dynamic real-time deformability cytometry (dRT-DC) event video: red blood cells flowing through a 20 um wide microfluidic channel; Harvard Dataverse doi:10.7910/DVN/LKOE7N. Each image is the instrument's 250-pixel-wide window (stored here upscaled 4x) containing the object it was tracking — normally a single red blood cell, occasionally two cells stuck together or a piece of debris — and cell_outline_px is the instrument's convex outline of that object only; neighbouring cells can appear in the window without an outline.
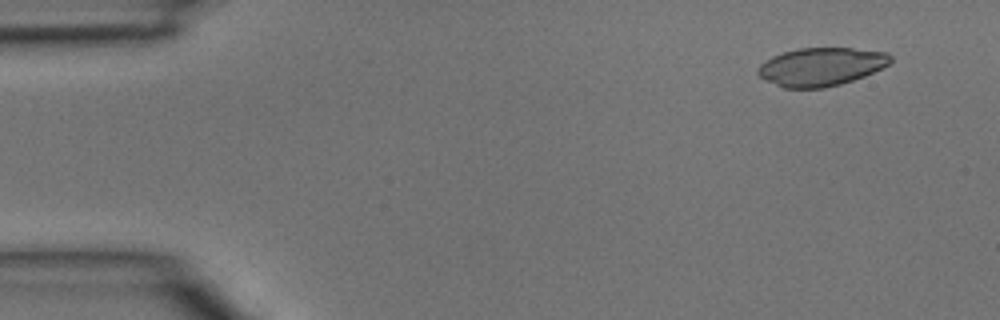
{"species": "common noctule bat (a hibernating species)", "species_latin": "Nyctalus noctula", "temperature_condition": "room temperature", "stored_images_in_passage": 4, "camera_frame_rate_fps": 3000, "um_per_image_px": 0.085, "animal": {"sex": "male", "body_mass_g": 15.6}, "frame": {"image": 1, "passage_image": 1, "time_ms": 0.0, "image_size_px": [1000, 320], "cell_outline_px": [[892, 60], [888, 64], [864, 76], [840, 84], [824, 88], [784, 88], [764, 80], [756, 72], [756, 68], [760, 64], [772, 56], [784, 52], [800, 48], [852, 48], [888, 52], [892, 56]], "centroid_in_image_um": [69.77, 5.67], "position_along_channel_um": 15.2, "area_um2": 29.54}}